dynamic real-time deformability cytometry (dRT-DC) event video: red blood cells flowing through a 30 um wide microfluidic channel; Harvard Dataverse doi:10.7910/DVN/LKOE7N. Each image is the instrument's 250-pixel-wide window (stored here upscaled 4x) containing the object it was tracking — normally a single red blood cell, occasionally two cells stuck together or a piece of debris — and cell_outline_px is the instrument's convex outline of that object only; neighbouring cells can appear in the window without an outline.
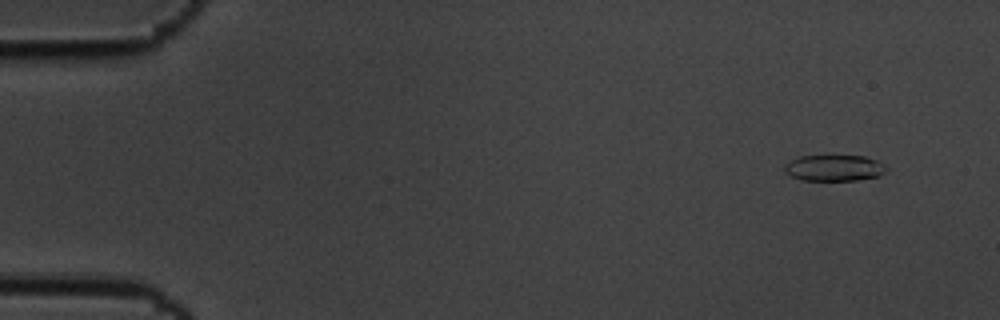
{"species": "common noctule bat (a hibernating species)", "species_latin": "Nyctalus noctula", "temperature_condition": "cold", "stored_images_in_passage": 15, "camera_frame_rate_fps": 3000, "um_per_image_px": 0.085, "animal": {"sex": "male", "body_mass_g": 19.5, "forearm_length_mm": 54.6}, "frame": {"image": 1, "passage_image": 3, "time_ms": 0.667, "image_size_px": [1000, 320], "cell_outline_px": [[872, 176], [844, 180], [812, 180], [800, 176], [816, 156], [856, 156], [868, 160]], "centroid_in_image_um": [71.17, 14.31], "position_along_channel_um": 13.8, "area_um2": 10.23}}